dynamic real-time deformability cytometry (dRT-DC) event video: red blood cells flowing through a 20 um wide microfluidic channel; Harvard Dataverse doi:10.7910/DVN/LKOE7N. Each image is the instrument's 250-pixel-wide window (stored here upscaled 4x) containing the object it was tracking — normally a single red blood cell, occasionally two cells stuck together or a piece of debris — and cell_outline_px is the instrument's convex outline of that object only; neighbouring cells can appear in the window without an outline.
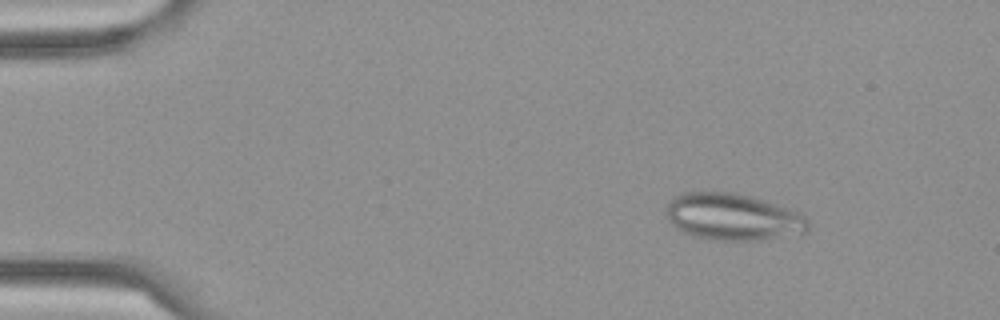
{"species": "Egyptian fruit bat (a non-hibernating species)", "species_latin": "Rousettus aegyptiacus", "temperature_condition": "cold", "stored_images_in_passage": 51, "camera_frame_rate_fps": 3000, "um_per_image_px": 0.085, "frame": {"image": 1, "passage_image": 1, "time_ms": 0.0, "image_size_px": [1000, 320], "cell_outline_px": [[808, 232], [760, 240], [716, 240], [692, 236], [676, 228], [664, 216], [668, 204], [680, 192], [736, 192], [752, 196], [764, 200], [796, 212], [804, 216], [808, 220]], "centroid_in_image_um": [62.25, 18.43], "position_along_channel_um": 22.7, "area_um2": 38.67}}
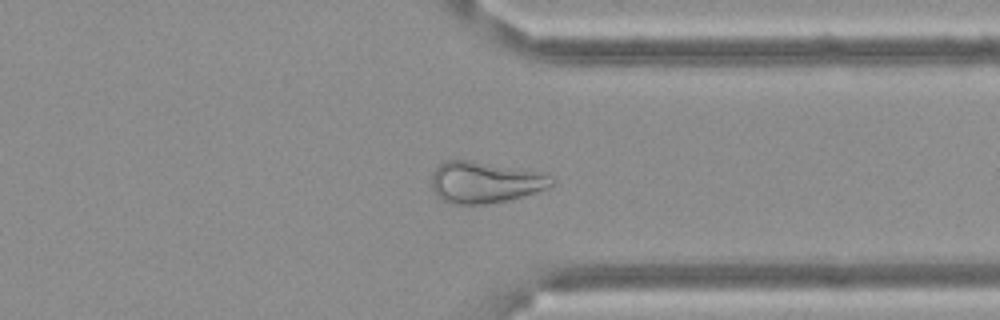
{"frame": {"image": 2, "passage_image": 38, "time_ms": 12.333, "image_size_px": [1000, 320], "cell_outline_px": [[556, 184], [548, 188], [536, 192], [508, 200], [488, 204], [448, 204], [436, 196], [432, 188], [432, 172], [444, 160], [472, 160], [536, 172], [552, 176], [556, 180]], "centroid_in_image_um": [41.2, 15.5], "position_along_channel_um": 370.2, "area_um2": 29.13}}
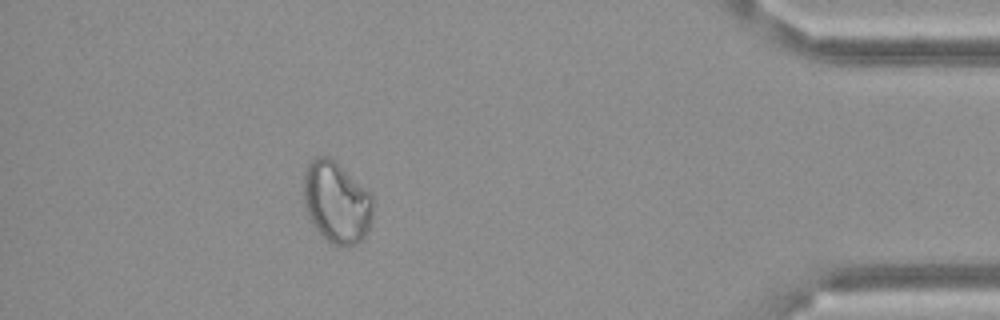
{"frame": {"image": 3, "passage_image": 45, "time_ms": 14.667, "image_size_px": [1000, 320], "cell_outline_px": [[372, 216], [368, 232], [356, 244], [336, 248], [312, 224], [308, 216], [304, 204], [304, 168], [308, 160], [316, 156], [328, 156], [372, 192]], "centroid_in_image_um": [28.6, 17.18], "position_along_channel_um": 406.6, "area_um2": 33.29}}